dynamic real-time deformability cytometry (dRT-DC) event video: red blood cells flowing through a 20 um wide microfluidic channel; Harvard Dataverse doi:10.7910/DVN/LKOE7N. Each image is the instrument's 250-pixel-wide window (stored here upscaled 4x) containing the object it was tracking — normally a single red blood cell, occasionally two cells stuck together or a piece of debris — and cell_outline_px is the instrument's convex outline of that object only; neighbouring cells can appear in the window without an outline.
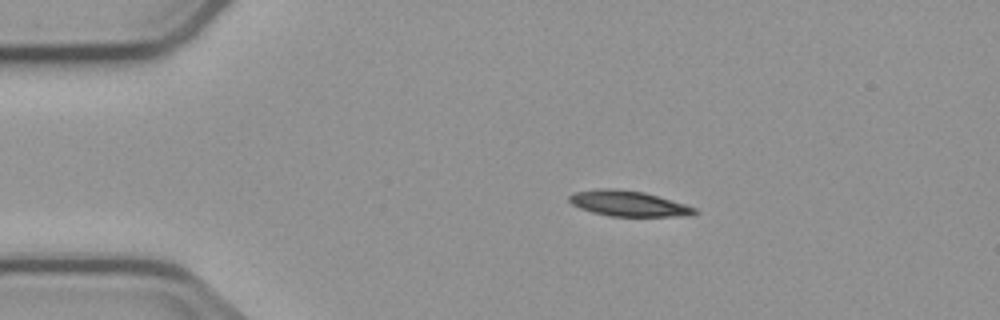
{"species": "common noctule bat (a hibernating species)", "species_latin": "Nyctalus noctula", "temperature_condition": "cold", "stored_images_in_passage": 4, "camera_frame_rate_fps": 3000, "um_per_image_px": 0.085, "animal": {"sex": "male", "body_mass_g": 23.1, "forearm_length_mm": 52.7}, "frame": {"image": 1, "passage_image": 2, "time_ms": 1.333, "image_size_px": [1000, 320], "cell_outline_px": [[700, 212], [684, 216], [608, 216], [592, 212], [580, 208], [572, 204], [568, 200], [568, 196], [572, 192], [600, 188], [616, 188], [644, 192], [684, 204], [696, 208]], "centroid_in_image_um": [53.37, 17.29], "position_along_channel_um": 31.6, "area_um2": 18.67}}